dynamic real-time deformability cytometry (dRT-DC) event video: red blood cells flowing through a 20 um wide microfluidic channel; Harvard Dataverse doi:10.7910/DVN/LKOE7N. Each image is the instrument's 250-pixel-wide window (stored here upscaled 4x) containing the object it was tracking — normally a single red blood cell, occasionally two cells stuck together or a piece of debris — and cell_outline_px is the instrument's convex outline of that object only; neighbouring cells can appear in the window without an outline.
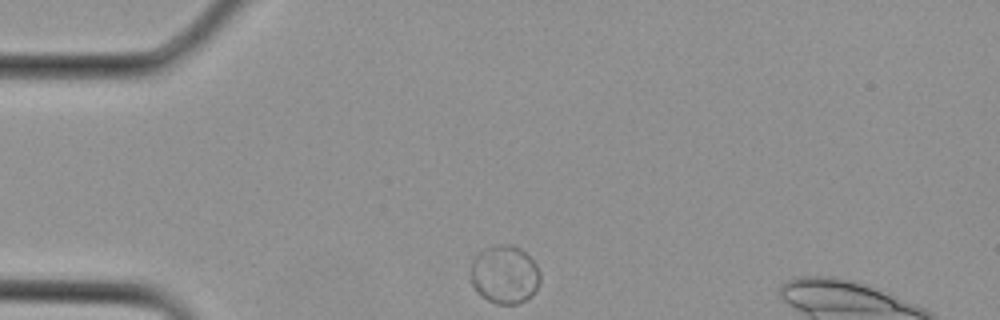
{"species": "Egyptian fruit bat (a non-hibernating species)", "species_latin": "Rousettus aegyptiacus", "temperature_condition": "cold", "stored_images_in_passage": 2, "camera_frame_rate_fps": 3000, "um_per_image_px": 0.085, "animal": {"sex": "female"}, "frame": {"image": 1, "passage_image": 1, "time_ms": 0.0, "image_size_px": [1000, 320], "cell_outline_px": [[540, 280], [532, 296], [520, 304], [496, 304], [480, 296], [476, 292], [468, 280], [472, 256], [484, 248], [500, 244], [512, 244], [520, 248], [536, 264], [540, 272]], "centroid_in_image_um": [42.83, 23.34], "position_along_channel_um": 42.2, "area_um2": 24.33}}